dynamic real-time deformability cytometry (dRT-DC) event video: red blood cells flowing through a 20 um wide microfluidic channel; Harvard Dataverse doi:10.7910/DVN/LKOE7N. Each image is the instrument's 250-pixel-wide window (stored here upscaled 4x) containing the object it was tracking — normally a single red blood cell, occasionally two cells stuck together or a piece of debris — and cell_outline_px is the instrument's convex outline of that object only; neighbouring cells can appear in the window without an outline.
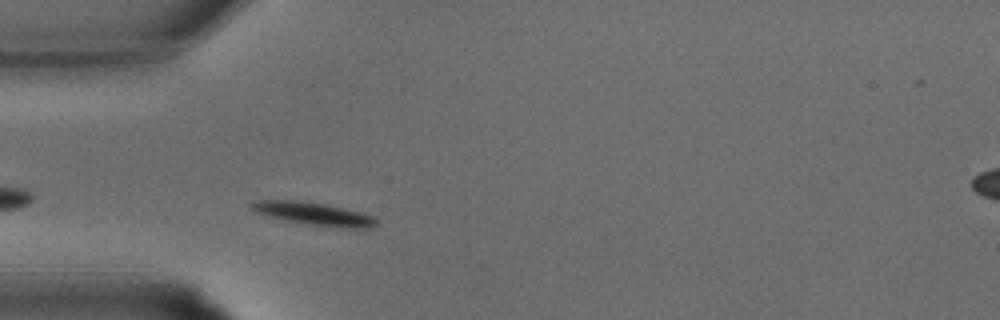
{"species": "common noctule bat (a hibernating species)", "species_latin": "Nyctalus noctula", "temperature_condition": "warm", "stored_images_in_passage": 11, "camera_frame_rate_fps": 3000, "um_per_image_px": 0.085, "animal": {"sex": "male", "body_mass_g": 15.6}, "frame": {"image": 1, "passage_image": 2, "time_ms": 0.333, "image_size_px": [1000, 320], "cell_outline_px": [[376, 224], [368, 228], [344, 228], [308, 224], [284, 220], [256, 212], [248, 204], [260, 200], [292, 200], [324, 204], [360, 212], [372, 216], [376, 220]], "centroid_in_image_um": [26.65, 18.17], "position_along_channel_um": 58.3, "area_um2": 16.18}}
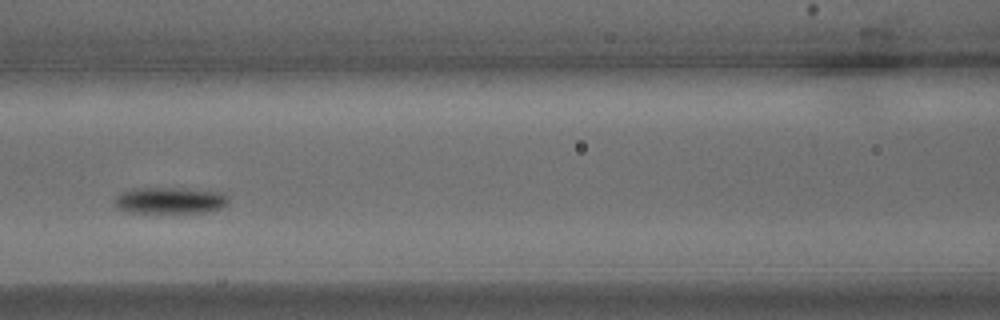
{"frame": {"image": 2, "passage_image": 7, "time_ms": 2.0, "image_size_px": [1000, 320], "cell_outline_px": [[228, 204], [220, 208], [208, 212], [172, 216], [128, 212], [120, 208], [116, 204], [116, 196], [132, 188], [180, 188], [220, 192], [228, 196]], "centroid_in_image_um": [14.49, 17.1], "position_along_channel_um": 152.1, "area_um2": 18.38}}
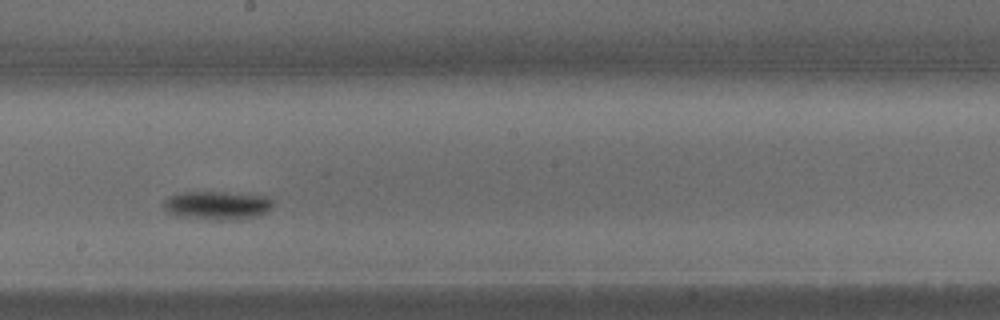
{"frame": {"image": 3, "passage_image": 11, "time_ms": 3.333, "image_size_px": [1000, 320], "cell_outline_px": [[272, 208], [256, 216], [236, 220], [212, 220], [184, 216], [168, 212], [164, 208], [164, 200], [168, 196], [184, 192], [228, 192], [264, 196], [272, 200]], "centroid_in_image_um": [18.46, 17.45], "position_along_channel_um": 229.7, "area_um2": 17.98}}